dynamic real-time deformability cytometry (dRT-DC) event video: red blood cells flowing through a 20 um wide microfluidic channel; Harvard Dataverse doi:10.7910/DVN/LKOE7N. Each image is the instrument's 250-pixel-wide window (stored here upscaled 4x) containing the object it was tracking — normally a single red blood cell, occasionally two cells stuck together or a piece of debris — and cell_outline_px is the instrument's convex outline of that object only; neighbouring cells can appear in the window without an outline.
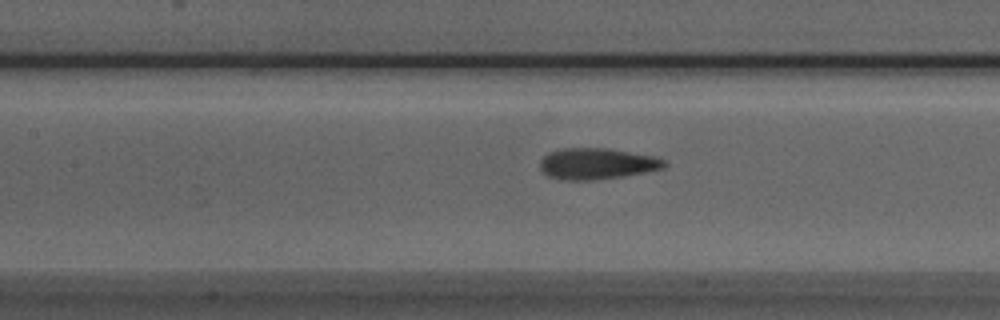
{"species": "Egyptian fruit bat (a non-hibernating species)", "species_latin": "Rousettus aegyptiacus", "temperature_condition": "room temperature", "stored_images_in_passage": 21, "camera_frame_rate_fps": 3000, "um_per_image_px": 0.085, "animal": {"sex": "male"}, "frame": {"image": 1, "passage_image": 15, "time_ms": 4.667, "image_size_px": [1000, 320], "cell_outline_px": [[668, 164], [664, 168], [624, 176], [588, 180], [568, 180], [548, 176], [540, 168], [540, 160], [548, 152], [564, 148], [608, 148], [652, 156], [664, 160]], "centroid_in_image_um": [50.72, 13.91], "position_along_channel_um": 156.7, "area_um2": 22.37}}
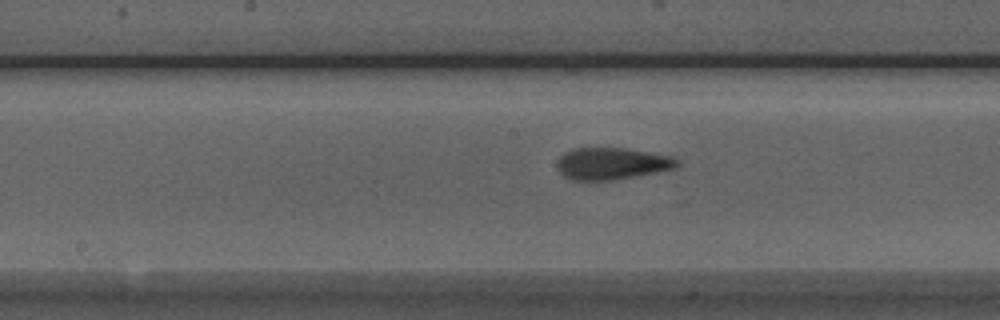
{"frame": {"image": 2, "passage_image": 18, "time_ms": 5.667, "image_size_px": [1000, 320], "cell_outline_px": [[680, 164], [676, 168], [612, 180], [572, 180], [564, 176], [560, 172], [556, 164], [560, 156], [564, 152], [576, 148], [628, 148], [672, 156], [680, 160]], "centroid_in_image_um": [52.02, 13.89], "position_along_channel_um": 196.2, "area_um2": 22.31}}